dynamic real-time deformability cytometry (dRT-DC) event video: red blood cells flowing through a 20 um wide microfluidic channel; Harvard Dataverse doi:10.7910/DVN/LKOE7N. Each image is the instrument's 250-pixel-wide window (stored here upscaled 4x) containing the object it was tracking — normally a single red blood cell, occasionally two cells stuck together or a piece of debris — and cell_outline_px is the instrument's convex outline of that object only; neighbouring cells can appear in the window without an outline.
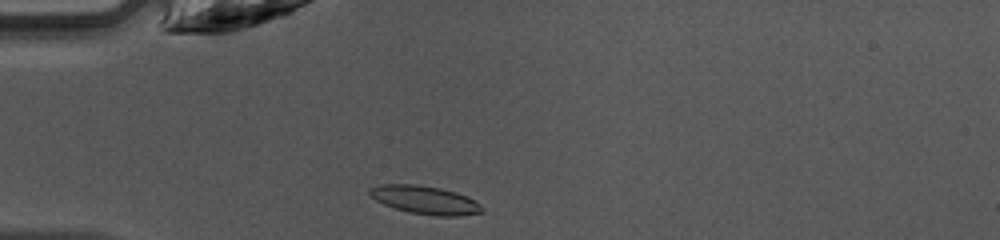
{"species": "common noctule bat (a hibernating species)", "species_latin": "Nyctalus noctula", "temperature_condition": "warm", "stored_images_in_passage": 35, "camera_frame_rate_fps": 3000, "um_per_image_px": 0.085, "animal": {"sex": "female", "body_mass_g": 10.0, "forearm_length_mm": 53.1}, "frame": {"image": 1, "passage_image": 1, "time_ms": 0.0, "image_size_px": [1000, 240], "cell_outline_px": [[484, 212], [456, 216], [436, 216], [408, 212], [384, 204], [376, 200], [368, 192], [368, 188], [384, 184], [412, 184], [440, 188], [456, 192], [468, 196], [480, 204], [484, 208]], "centroid_in_image_um": [36.16, 17.0], "position_along_channel_um": 48.8, "area_um2": 18.44}}
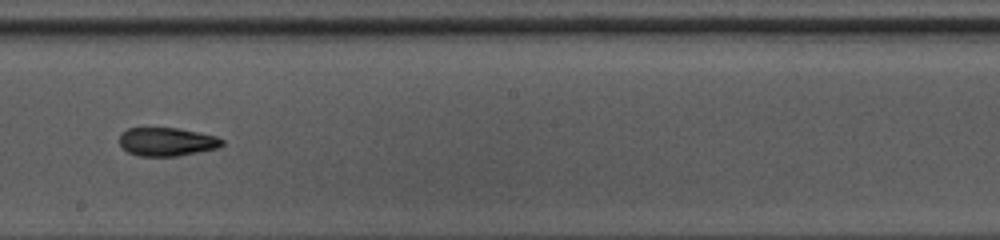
{"frame": {"image": 2, "passage_image": 15, "time_ms": 4.667, "image_size_px": [1000, 240], "cell_outline_px": [[224, 144], [220, 148], [176, 156], [140, 156], [128, 152], [120, 144], [120, 132], [128, 128], [180, 128], [216, 136], [224, 140]], "centroid_in_image_um": [14.21, 12.04], "position_along_channel_um": 234.0, "area_um2": 17.11}}
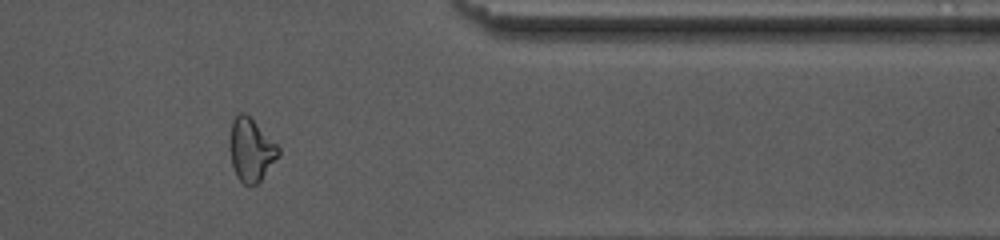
{"frame": {"image": 3, "passage_image": 27, "time_ms": 8.667, "image_size_px": [1000, 240], "cell_outline_px": [[280, 152], [260, 180], [256, 184], [248, 188], [236, 176], [232, 164], [228, 144], [232, 120], [240, 112], [244, 112], [280, 148]], "centroid_in_image_um": [21.28, 12.76], "position_along_channel_um": 390.1, "area_um2": 17.57}, "authors_computed_cell_mechanics": {"area_um2": 17.5712, "velocity_mm_per_s": 4.2468, "shape_relaxation_time_tau1_ms": null, "shape_relaxation_time_tau2_ms": 3.9047, "deformation_change_tau1": null, "deformation_change_tau2": 0.1178}}